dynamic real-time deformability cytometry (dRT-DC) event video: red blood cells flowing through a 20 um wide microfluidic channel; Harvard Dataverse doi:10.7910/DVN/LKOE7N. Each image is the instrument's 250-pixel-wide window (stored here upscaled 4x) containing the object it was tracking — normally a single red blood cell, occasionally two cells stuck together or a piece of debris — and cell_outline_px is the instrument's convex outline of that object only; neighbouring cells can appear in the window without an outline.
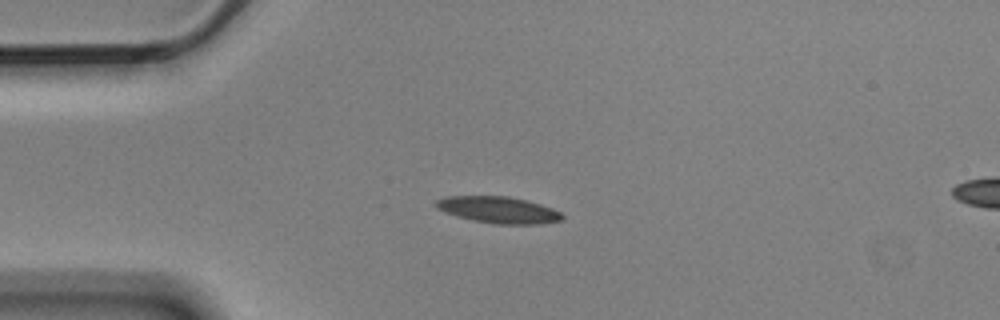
{"species": "Egyptian fruit bat (a non-hibernating species)", "species_latin": "Rousettus aegyptiacus", "temperature_condition": "cold", "stored_images_in_passage": 3, "segment_of_instrument_passage": [1, 2], "camera_frame_rate_fps": 3000, "um_per_image_px": 0.085, "animal": {"sex": "male"}, "frame": {"image": 1, "passage_image": 1, "time_ms": 0.0, "image_size_px": [1000, 320], "cell_outline_px": [[564, 220], [540, 224], [496, 224], [472, 220], [456, 216], [444, 212], [436, 208], [432, 204], [436, 200], [444, 196], [508, 196], [540, 204], [552, 208], [560, 212], [564, 216]], "centroid_in_image_um": [42.33, 17.84], "position_along_channel_um": 42.7, "area_um2": 19.71}}